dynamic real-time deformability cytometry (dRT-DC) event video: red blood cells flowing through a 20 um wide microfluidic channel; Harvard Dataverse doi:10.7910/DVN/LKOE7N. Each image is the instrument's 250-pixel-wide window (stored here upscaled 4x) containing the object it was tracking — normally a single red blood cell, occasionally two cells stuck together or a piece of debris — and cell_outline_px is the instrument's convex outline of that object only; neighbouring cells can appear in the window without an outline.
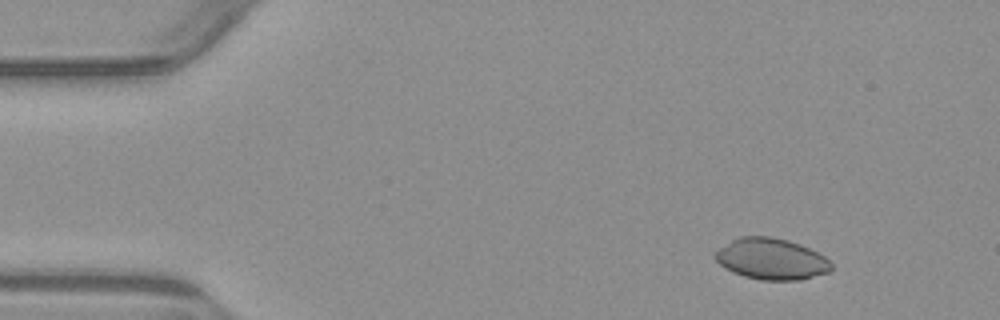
{"species": "common noctule bat (a hibernating species)", "species_latin": "Nyctalus noctula", "temperature_condition": "warm", "stored_images_in_passage": 6, "camera_frame_rate_fps": 3000, "um_per_image_px": 0.085, "animal": {"sex": "male", "body_mass_g": 23.1, "forearm_length_mm": 52.7}, "frame": {"image": 1, "passage_image": 1, "time_ms": 0.0, "image_size_px": [1000, 320], "cell_outline_px": [[832, 268], [828, 272], [800, 280], [760, 280], [744, 276], [732, 272], [724, 268], [712, 256], [712, 252], [732, 240], [740, 236], [772, 236], [788, 240], [800, 244], [824, 256], [832, 264]], "centroid_in_image_um": [65.52, 22.01], "position_along_channel_um": 19.5, "area_um2": 28.03}}